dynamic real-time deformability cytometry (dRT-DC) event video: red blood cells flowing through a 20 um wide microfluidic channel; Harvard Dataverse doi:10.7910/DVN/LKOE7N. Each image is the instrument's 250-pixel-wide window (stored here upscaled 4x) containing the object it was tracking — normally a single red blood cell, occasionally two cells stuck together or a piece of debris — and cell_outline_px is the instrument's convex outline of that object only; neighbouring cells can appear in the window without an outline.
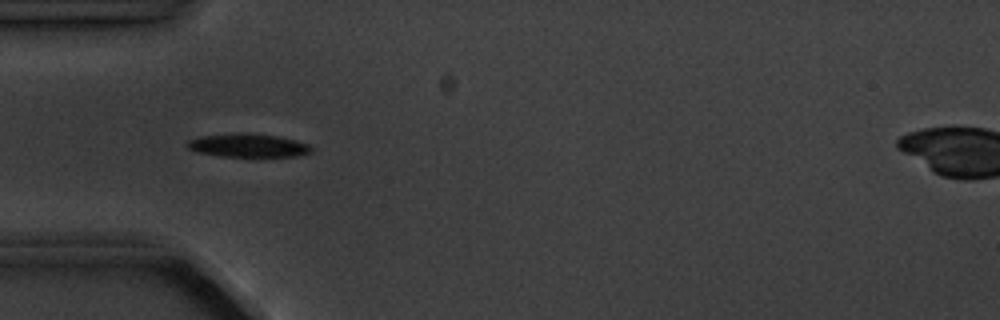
{"species": "common noctule bat (a hibernating species)", "species_latin": "Nyctalus noctula", "temperature_condition": "cold", "stored_images_in_passage": 7, "camera_frame_rate_fps": 3000, "um_per_image_px": 0.085, "animal": {"sex": "male", "body_mass_g": 20.1, "forearm_length_mm": 53.5}, "frame": {"image": 1, "passage_image": 4, "time_ms": 3.333, "image_size_px": [1000, 320], "cell_outline_px": [[312, 152], [296, 156], [220, 156], [196, 152], [188, 148], [188, 140], [200, 136], [276, 136], [308, 144], [312, 148]], "centroid_in_image_um": [21.1, 12.42], "position_along_channel_um": 63.9, "area_um2": 15.61}}